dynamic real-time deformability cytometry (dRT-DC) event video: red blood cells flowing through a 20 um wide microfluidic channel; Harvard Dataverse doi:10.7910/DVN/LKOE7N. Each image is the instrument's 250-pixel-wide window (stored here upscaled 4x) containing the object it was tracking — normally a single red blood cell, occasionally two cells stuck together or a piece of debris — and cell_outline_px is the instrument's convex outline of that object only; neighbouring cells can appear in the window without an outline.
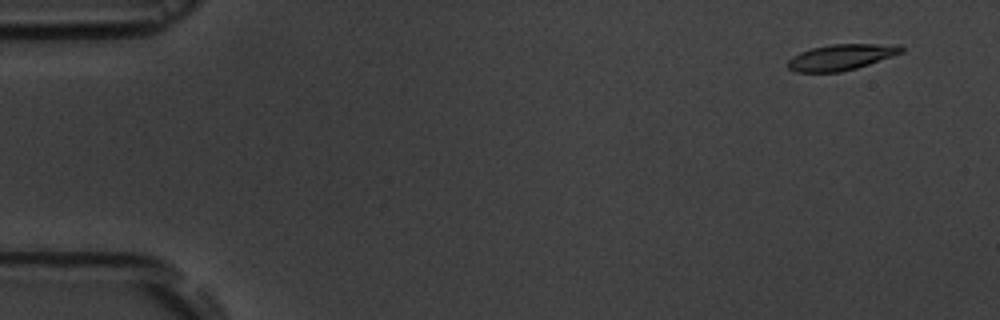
{"species": "common noctule bat (a hibernating species)", "species_latin": "Nyctalus noctula", "temperature_condition": "room temperature", "stored_images_in_passage": 4, "segment_of_instrument_passage": [2, 2], "camera_frame_rate_fps": 3000, "um_per_image_px": 0.085, "animal": {"sex": "male", "body_mass_g": 19.5, "forearm_length_mm": 54.6}, "frame": {"image": 1, "passage_image": 4, "time_ms": 3.333, "image_size_px": [1000, 320], "cell_outline_px": [[904, 52], [856, 68], [840, 72], [796, 72], [788, 68], [788, 60], [792, 56], [800, 52], [812, 48], [832, 44], [900, 44], [904, 48]], "centroid_in_image_um": [71.51, 4.85], "position_along_channel_um": 13.5, "area_um2": 17.11}}